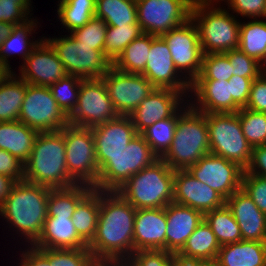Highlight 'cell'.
<instances>
[{"label":"cell","instance_id":"6da1fadb","mask_svg":"<svg viewBox=\"0 0 266 266\" xmlns=\"http://www.w3.org/2000/svg\"><path fill=\"white\" fill-rule=\"evenodd\" d=\"M136 208L117 191H100L97 227L88 244L94 261L128 260L134 253Z\"/></svg>","mask_w":266,"mask_h":266},{"label":"cell","instance_id":"7a4b0ae2","mask_svg":"<svg viewBox=\"0 0 266 266\" xmlns=\"http://www.w3.org/2000/svg\"><path fill=\"white\" fill-rule=\"evenodd\" d=\"M50 188L25 180L16 182L6 201L0 206V215L9 227L32 245L40 236L47 217Z\"/></svg>","mask_w":266,"mask_h":266},{"label":"cell","instance_id":"3957f363","mask_svg":"<svg viewBox=\"0 0 266 266\" xmlns=\"http://www.w3.org/2000/svg\"><path fill=\"white\" fill-rule=\"evenodd\" d=\"M24 180L49 188H65L77 184L67 171L64 128L38 133L32 152L24 163Z\"/></svg>","mask_w":266,"mask_h":266},{"label":"cell","instance_id":"277c9868","mask_svg":"<svg viewBox=\"0 0 266 266\" xmlns=\"http://www.w3.org/2000/svg\"><path fill=\"white\" fill-rule=\"evenodd\" d=\"M209 153L206 113L194 109L188 103H183V107L179 108L174 139L161 159L172 170H187Z\"/></svg>","mask_w":266,"mask_h":266},{"label":"cell","instance_id":"5b68a950","mask_svg":"<svg viewBox=\"0 0 266 266\" xmlns=\"http://www.w3.org/2000/svg\"><path fill=\"white\" fill-rule=\"evenodd\" d=\"M174 172L159 158L116 191L136 209L163 208L173 202Z\"/></svg>","mask_w":266,"mask_h":266},{"label":"cell","instance_id":"8992f818","mask_svg":"<svg viewBox=\"0 0 266 266\" xmlns=\"http://www.w3.org/2000/svg\"><path fill=\"white\" fill-rule=\"evenodd\" d=\"M229 11L214 5L192 6L191 19L197 26L203 54L238 49L240 22Z\"/></svg>","mask_w":266,"mask_h":266},{"label":"cell","instance_id":"52a82bcc","mask_svg":"<svg viewBox=\"0 0 266 266\" xmlns=\"http://www.w3.org/2000/svg\"><path fill=\"white\" fill-rule=\"evenodd\" d=\"M158 159L145 138L138 133L125 151L119 155H108V160L99 168L98 181L93 188L99 191H116L131 176Z\"/></svg>","mask_w":266,"mask_h":266},{"label":"cell","instance_id":"ba28073f","mask_svg":"<svg viewBox=\"0 0 266 266\" xmlns=\"http://www.w3.org/2000/svg\"><path fill=\"white\" fill-rule=\"evenodd\" d=\"M210 153L237 163L244 170L249 165L252 147L245 138L237 113H206Z\"/></svg>","mask_w":266,"mask_h":266},{"label":"cell","instance_id":"9c48e42d","mask_svg":"<svg viewBox=\"0 0 266 266\" xmlns=\"http://www.w3.org/2000/svg\"><path fill=\"white\" fill-rule=\"evenodd\" d=\"M58 38H44L63 63L67 75L82 79H99L113 66L103 51L81 44L71 34Z\"/></svg>","mask_w":266,"mask_h":266},{"label":"cell","instance_id":"30bf717a","mask_svg":"<svg viewBox=\"0 0 266 266\" xmlns=\"http://www.w3.org/2000/svg\"><path fill=\"white\" fill-rule=\"evenodd\" d=\"M68 175L77 183L94 187L98 181V162L91 128L64 127Z\"/></svg>","mask_w":266,"mask_h":266},{"label":"cell","instance_id":"8fae6325","mask_svg":"<svg viewBox=\"0 0 266 266\" xmlns=\"http://www.w3.org/2000/svg\"><path fill=\"white\" fill-rule=\"evenodd\" d=\"M118 116L103 79H83L77 105L68 116L69 125L93 128Z\"/></svg>","mask_w":266,"mask_h":266},{"label":"cell","instance_id":"7c38bea8","mask_svg":"<svg viewBox=\"0 0 266 266\" xmlns=\"http://www.w3.org/2000/svg\"><path fill=\"white\" fill-rule=\"evenodd\" d=\"M19 121L38 132L59 131L69 124L50 88L28 83Z\"/></svg>","mask_w":266,"mask_h":266},{"label":"cell","instance_id":"4fadbf2b","mask_svg":"<svg viewBox=\"0 0 266 266\" xmlns=\"http://www.w3.org/2000/svg\"><path fill=\"white\" fill-rule=\"evenodd\" d=\"M137 22L143 33L161 36L191 19V0H139Z\"/></svg>","mask_w":266,"mask_h":266},{"label":"cell","instance_id":"5bb4252c","mask_svg":"<svg viewBox=\"0 0 266 266\" xmlns=\"http://www.w3.org/2000/svg\"><path fill=\"white\" fill-rule=\"evenodd\" d=\"M161 37L170 49L177 70L192 83L201 73L204 55L196 24L189 19L185 24L164 33Z\"/></svg>","mask_w":266,"mask_h":266},{"label":"cell","instance_id":"9a60e30c","mask_svg":"<svg viewBox=\"0 0 266 266\" xmlns=\"http://www.w3.org/2000/svg\"><path fill=\"white\" fill-rule=\"evenodd\" d=\"M187 170L193 177L211 187L225 200L241 189L244 169L223 157L209 153Z\"/></svg>","mask_w":266,"mask_h":266},{"label":"cell","instance_id":"2e32d148","mask_svg":"<svg viewBox=\"0 0 266 266\" xmlns=\"http://www.w3.org/2000/svg\"><path fill=\"white\" fill-rule=\"evenodd\" d=\"M102 79L119 115H129L156 88L142 74L125 73L113 66Z\"/></svg>","mask_w":266,"mask_h":266},{"label":"cell","instance_id":"e0dca14e","mask_svg":"<svg viewBox=\"0 0 266 266\" xmlns=\"http://www.w3.org/2000/svg\"><path fill=\"white\" fill-rule=\"evenodd\" d=\"M179 73L165 40L161 36L151 35L148 61L141 74L156 88H170L181 92L187 98L191 83Z\"/></svg>","mask_w":266,"mask_h":266},{"label":"cell","instance_id":"ac0fdd59","mask_svg":"<svg viewBox=\"0 0 266 266\" xmlns=\"http://www.w3.org/2000/svg\"><path fill=\"white\" fill-rule=\"evenodd\" d=\"M44 37L20 66L21 74L18 75L28 84L50 87L66 76L67 72Z\"/></svg>","mask_w":266,"mask_h":266},{"label":"cell","instance_id":"d6986e66","mask_svg":"<svg viewBox=\"0 0 266 266\" xmlns=\"http://www.w3.org/2000/svg\"><path fill=\"white\" fill-rule=\"evenodd\" d=\"M173 202L205 214L222 207L226 200L211 187L193 177L188 170H175Z\"/></svg>","mask_w":266,"mask_h":266},{"label":"cell","instance_id":"ffe728a7","mask_svg":"<svg viewBox=\"0 0 266 266\" xmlns=\"http://www.w3.org/2000/svg\"><path fill=\"white\" fill-rule=\"evenodd\" d=\"M91 130L99 168L108 160V155H119L125 151L130 141L138 134L129 115H119Z\"/></svg>","mask_w":266,"mask_h":266},{"label":"cell","instance_id":"44dd1931","mask_svg":"<svg viewBox=\"0 0 266 266\" xmlns=\"http://www.w3.org/2000/svg\"><path fill=\"white\" fill-rule=\"evenodd\" d=\"M184 95L170 88H155L139 106L129 114L137 133L165 118L171 117L185 103ZM184 101V102H183Z\"/></svg>","mask_w":266,"mask_h":266},{"label":"cell","instance_id":"7402d4cb","mask_svg":"<svg viewBox=\"0 0 266 266\" xmlns=\"http://www.w3.org/2000/svg\"><path fill=\"white\" fill-rule=\"evenodd\" d=\"M190 92L191 97L194 95L195 98L189 104L200 112L237 113L240 110L233 102L228 81L194 80L190 85Z\"/></svg>","mask_w":266,"mask_h":266},{"label":"cell","instance_id":"603a6c76","mask_svg":"<svg viewBox=\"0 0 266 266\" xmlns=\"http://www.w3.org/2000/svg\"><path fill=\"white\" fill-rule=\"evenodd\" d=\"M167 220L165 207L136 209L134 252L138 250L166 251Z\"/></svg>","mask_w":266,"mask_h":266},{"label":"cell","instance_id":"cb8c5ba5","mask_svg":"<svg viewBox=\"0 0 266 266\" xmlns=\"http://www.w3.org/2000/svg\"><path fill=\"white\" fill-rule=\"evenodd\" d=\"M225 203L240 227L242 240L266 241V214L259 210L242 188Z\"/></svg>","mask_w":266,"mask_h":266},{"label":"cell","instance_id":"d4e9b609","mask_svg":"<svg viewBox=\"0 0 266 266\" xmlns=\"http://www.w3.org/2000/svg\"><path fill=\"white\" fill-rule=\"evenodd\" d=\"M166 251L177 254L185 245L186 240L204 220V214L191 207L169 203L165 207Z\"/></svg>","mask_w":266,"mask_h":266},{"label":"cell","instance_id":"484cf974","mask_svg":"<svg viewBox=\"0 0 266 266\" xmlns=\"http://www.w3.org/2000/svg\"><path fill=\"white\" fill-rule=\"evenodd\" d=\"M35 248L81 249L88 245L79 237L71 218L47 216Z\"/></svg>","mask_w":266,"mask_h":266},{"label":"cell","instance_id":"4316f807","mask_svg":"<svg viewBox=\"0 0 266 266\" xmlns=\"http://www.w3.org/2000/svg\"><path fill=\"white\" fill-rule=\"evenodd\" d=\"M220 248V243L204 219L186 240L176 257L185 262H212L216 260Z\"/></svg>","mask_w":266,"mask_h":266},{"label":"cell","instance_id":"83f0119b","mask_svg":"<svg viewBox=\"0 0 266 266\" xmlns=\"http://www.w3.org/2000/svg\"><path fill=\"white\" fill-rule=\"evenodd\" d=\"M215 262L219 266H266V241L241 240L223 245Z\"/></svg>","mask_w":266,"mask_h":266},{"label":"cell","instance_id":"f1b7e54d","mask_svg":"<svg viewBox=\"0 0 266 266\" xmlns=\"http://www.w3.org/2000/svg\"><path fill=\"white\" fill-rule=\"evenodd\" d=\"M38 131L21 121L0 122V149L25 163L34 146Z\"/></svg>","mask_w":266,"mask_h":266},{"label":"cell","instance_id":"f546056e","mask_svg":"<svg viewBox=\"0 0 266 266\" xmlns=\"http://www.w3.org/2000/svg\"><path fill=\"white\" fill-rule=\"evenodd\" d=\"M100 210V191L92 189L76 206L71 221L79 237L88 245L96 232Z\"/></svg>","mask_w":266,"mask_h":266},{"label":"cell","instance_id":"4dcf8cb0","mask_svg":"<svg viewBox=\"0 0 266 266\" xmlns=\"http://www.w3.org/2000/svg\"><path fill=\"white\" fill-rule=\"evenodd\" d=\"M12 72L0 82V122L19 121L27 83Z\"/></svg>","mask_w":266,"mask_h":266},{"label":"cell","instance_id":"1f68e13d","mask_svg":"<svg viewBox=\"0 0 266 266\" xmlns=\"http://www.w3.org/2000/svg\"><path fill=\"white\" fill-rule=\"evenodd\" d=\"M93 189L85 184L65 188H50L47 216L72 218L78 203Z\"/></svg>","mask_w":266,"mask_h":266},{"label":"cell","instance_id":"d6a6232c","mask_svg":"<svg viewBox=\"0 0 266 266\" xmlns=\"http://www.w3.org/2000/svg\"><path fill=\"white\" fill-rule=\"evenodd\" d=\"M36 21V19L33 20L31 18L24 24L16 25L13 28L11 35L2 43L0 47V60L10 69V61L8 62V58L11 56L10 54H18L21 56L24 62L34 48L43 39L41 38L40 40L38 39L35 41L28 39L30 36H32L34 28L37 29Z\"/></svg>","mask_w":266,"mask_h":266},{"label":"cell","instance_id":"836d02e7","mask_svg":"<svg viewBox=\"0 0 266 266\" xmlns=\"http://www.w3.org/2000/svg\"><path fill=\"white\" fill-rule=\"evenodd\" d=\"M95 17L108 26H127L137 23V8L134 0H96Z\"/></svg>","mask_w":266,"mask_h":266},{"label":"cell","instance_id":"e575fe53","mask_svg":"<svg viewBox=\"0 0 266 266\" xmlns=\"http://www.w3.org/2000/svg\"><path fill=\"white\" fill-rule=\"evenodd\" d=\"M253 19L251 22H240L238 49L253 57L259 63L266 59V21Z\"/></svg>","mask_w":266,"mask_h":266},{"label":"cell","instance_id":"d590c367","mask_svg":"<svg viewBox=\"0 0 266 266\" xmlns=\"http://www.w3.org/2000/svg\"><path fill=\"white\" fill-rule=\"evenodd\" d=\"M150 47L151 34H141L124 49L113 67L125 73L141 74L145 70Z\"/></svg>","mask_w":266,"mask_h":266},{"label":"cell","instance_id":"8d00e7d4","mask_svg":"<svg viewBox=\"0 0 266 266\" xmlns=\"http://www.w3.org/2000/svg\"><path fill=\"white\" fill-rule=\"evenodd\" d=\"M204 219L221 246L242 240L240 227L226 203L222 207L206 212Z\"/></svg>","mask_w":266,"mask_h":266},{"label":"cell","instance_id":"74e56055","mask_svg":"<svg viewBox=\"0 0 266 266\" xmlns=\"http://www.w3.org/2000/svg\"><path fill=\"white\" fill-rule=\"evenodd\" d=\"M58 18L68 32L83 27L96 12V0H60Z\"/></svg>","mask_w":266,"mask_h":266},{"label":"cell","instance_id":"f35d334b","mask_svg":"<svg viewBox=\"0 0 266 266\" xmlns=\"http://www.w3.org/2000/svg\"><path fill=\"white\" fill-rule=\"evenodd\" d=\"M178 118L179 109L171 117L157 121L140 133L158 158H161L170 148Z\"/></svg>","mask_w":266,"mask_h":266},{"label":"cell","instance_id":"ab89813d","mask_svg":"<svg viewBox=\"0 0 266 266\" xmlns=\"http://www.w3.org/2000/svg\"><path fill=\"white\" fill-rule=\"evenodd\" d=\"M141 34L143 31L138 22L120 27L107 26L103 53L113 64L124 49Z\"/></svg>","mask_w":266,"mask_h":266},{"label":"cell","instance_id":"60d3db41","mask_svg":"<svg viewBox=\"0 0 266 266\" xmlns=\"http://www.w3.org/2000/svg\"><path fill=\"white\" fill-rule=\"evenodd\" d=\"M237 114L243 134L251 147L266 145V113L241 108Z\"/></svg>","mask_w":266,"mask_h":266},{"label":"cell","instance_id":"b9f144b4","mask_svg":"<svg viewBox=\"0 0 266 266\" xmlns=\"http://www.w3.org/2000/svg\"><path fill=\"white\" fill-rule=\"evenodd\" d=\"M82 80L78 76L66 75L49 87L53 98L67 116L77 105Z\"/></svg>","mask_w":266,"mask_h":266},{"label":"cell","instance_id":"7bdbcfd3","mask_svg":"<svg viewBox=\"0 0 266 266\" xmlns=\"http://www.w3.org/2000/svg\"><path fill=\"white\" fill-rule=\"evenodd\" d=\"M234 67L230 65L225 53H210L203 55L202 70L195 80L229 81L233 76Z\"/></svg>","mask_w":266,"mask_h":266},{"label":"cell","instance_id":"ee69618b","mask_svg":"<svg viewBox=\"0 0 266 266\" xmlns=\"http://www.w3.org/2000/svg\"><path fill=\"white\" fill-rule=\"evenodd\" d=\"M107 26L102 19L93 17L83 27L73 30L70 34L81 44H86L92 46L95 50L103 51Z\"/></svg>","mask_w":266,"mask_h":266},{"label":"cell","instance_id":"f6af8a7d","mask_svg":"<svg viewBox=\"0 0 266 266\" xmlns=\"http://www.w3.org/2000/svg\"><path fill=\"white\" fill-rule=\"evenodd\" d=\"M42 249L54 260V266H98L89 248Z\"/></svg>","mask_w":266,"mask_h":266},{"label":"cell","instance_id":"bcb514c9","mask_svg":"<svg viewBox=\"0 0 266 266\" xmlns=\"http://www.w3.org/2000/svg\"><path fill=\"white\" fill-rule=\"evenodd\" d=\"M225 54L229 58L230 65L234 67L233 76L255 79L262 73V64L241 50L233 49Z\"/></svg>","mask_w":266,"mask_h":266},{"label":"cell","instance_id":"7dc6e473","mask_svg":"<svg viewBox=\"0 0 266 266\" xmlns=\"http://www.w3.org/2000/svg\"><path fill=\"white\" fill-rule=\"evenodd\" d=\"M128 260L133 266H172L178 258L165 250H138Z\"/></svg>","mask_w":266,"mask_h":266},{"label":"cell","instance_id":"c3c4849f","mask_svg":"<svg viewBox=\"0 0 266 266\" xmlns=\"http://www.w3.org/2000/svg\"><path fill=\"white\" fill-rule=\"evenodd\" d=\"M241 188L253 200L259 210L266 214V177L244 171Z\"/></svg>","mask_w":266,"mask_h":266},{"label":"cell","instance_id":"681fc988","mask_svg":"<svg viewBox=\"0 0 266 266\" xmlns=\"http://www.w3.org/2000/svg\"><path fill=\"white\" fill-rule=\"evenodd\" d=\"M30 11L22 0H0V21L21 25L31 19Z\"/></svg>","mask_w":266,"mask_h":266},{"label":"cell","instance_id":"f907efd6","mask_svg":"<svg viewBox=\"0 0 266 266\" xmlns=\"http://www.w3.org/2000/svg\"><path fill=\"white\" fill-rule=\"evenodd\" d=\"M228 9L240 16L266 19V0H228Z\"/></svg>","mask_w":266,"mask_h":266},{"label":"cell","instance_id":"816d5d0a","mask_svg":"<svg viewBox=\"0 0 266 266\" xmlns=\"http://www.w3.org/2000/svg\"><path fill=\"white\" fill-rule=\"evenodd\" d=\"M245 108L266 113V75L263 73L253 80Z\"/></svg>","mask_w":266,"mask_h":266},{"label":"cell","instance_id":"f5cc1de1","mask_svg":"<svg viewBox=\"0 0 266 266\" xmlns=\"http://www.w3.org/2000/svg\"><path fill=\"white\" fill-rule=\"evenodd\" d=\"M0 174L21 182L24 180V163L6 150L0 149Z\"/></svg>","mask_w":266,"mask_h":266},{"label":"cell","instance_id":"db71d44e","mask_svg":"<svg viewBox=\"0 0 266 266\" xmlns=\"http://www.w3.org/2000/svg\"><path fill=\"white\" fill-rule=\"evenodd\" d=\"M254 79L232 76L228 81L231 89L233 102L241 109L245 108L248 102L251 85Z\"/></svg>","mask_w":266,"mask_h":266},{"label":"cell","instance_id":"11a10c76","mask_svg":"<svg viewBox=\"0 0 266 266\" xmlns=\"http://www.w3.org/2000/svg\"><path fill=\"white\" fill-rule=\"evenodd\" d=\"M19 266H54V260L42 249L32 245L22 252Z\"/></svg>","mask_w":266,"mask_h":266},{"label":"cell","instance_id":"9f6ffc18","mask_svg":"<svg viewBox=\"0 0 266 266\" xmlns=\"http://www.w3.org/2000/svg\"><path fill=\"white\" fill-rule=\"evenodd\" d=\"M244 171L249 174L266 177V145L252 148L250 163Z\"/></svg>","mask_w":266,"mask_h":266},{"label":"cell","instance_id":"6f0895ef","mask_svg":"<svg viewBox=\"0 0 266 266\" xmlns=\"http://www.w3.org/2000/svg\"><path fill=\"white\" fill-rule=\"evenodd\" d=\"M15 183L16 181L11 177L0 174V206L10 195V191Z\"/></svg>","mask_w":266,"mask_h":266},{"label":"cell","instance_id":"680465c9","mask_svg":"<svg viewBox=\"0 0 266 266\" xmlns=\"http://www.w3.org/2000/svg\"><path fill=\"white\" fill-rule=\"evenodd\" d=\"M14 27V24L0 21V47L6 38L11 35Z\"/></svg>","mask_w":266,"mask_h":266},{"label":"cell","instance_id":"91938a15","mask_svg":"<svg viewBox=\"0 0 266 266\" xmlns=\"http://www.w3.org/2000/svg\"><path fill=\"white\" fill-rule=\"evenodd\" d=\"M98 266H133L129 260H109L98 264Z\"/></svg>","mask_w":266,"mask_h":266},{"label":"cell","instance_id":"94428289","mask_svg":"<svg viewBox=\"0 0 266 266\" xmlns=\"http://www.w3.org/2000/svg\"><path fill=\"white\" fill-rule=\"evenodd\" d=\"M219 1H225V0H191V6H212L213 3L217 5V2ZM226 0L225 2H227ZM213 2V3H212Z\"/></svg>","mask_w":266,"mask_h":266},{"label":"cell","instance_id":"6125c7cd","mask_svg":"<svg viewBox=\"0 0 266 266\" xmlns=\"http://www.w3.org/2000/svg\"><path fill=\"white\" fill-rule=\"evenodd\" d=\"M13 71L0 60V82L4 81Z\"/></svg>","mask_w":266,"mask_h":266},{"label":"cell","instance_id":"be15d7a7","mask_svg":"<svg viewBox=\"0 0 266 266\" xmlns=\"http://www.w3.org/2000/svg\"><path fill=\"white\" fill-rule=\"evenodd\" d=\"M193 266H219L215 261L212 262H193Z\"/></svg>","mask_w":266,"mask_h":266},{"label":"cell","instance_id":"e7e4bbea","mask_svg":"<svg viewBox=\"0 0 266 266\" xmlns=\"http://www.w3.org/2000/svg\"><path fill=\"white\" fill-rule=\"evenodd\" d=\"M172 266H193V262L177 260Z\"/></svg>","mask_w":266,"mask_h":266},{"label":"cell","instance_id":"03108f58","mask_svg":"<svg viewBox=\"0 0 266 266\" xmlns=\"http://www.w3.org/2000/svg\"><path fill=\"white\" fill-rule=\"evenodd\" d=\"M262 73H263L264 75H266V59H265V61L262 63Z\"/></svg>","mask_w":266,"mask_h":266},{"label":"cell","instance_id":"003e7915","mask_svg":"<svg viewBox=\"0 0 266 266\" xmlns=\"http://www.w3.org/2000/svg\"><path fill=\"white\" fill-rule=\"evenodd\" d=\"M29 8L31 7V0H22Z\"/></svg>","mask_w":266,"mask_h":266}]
</instances>
